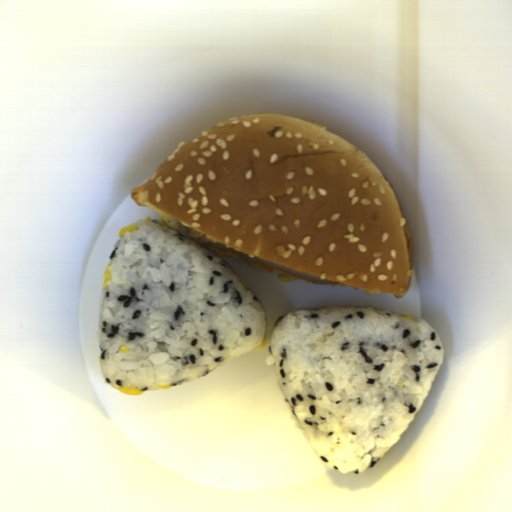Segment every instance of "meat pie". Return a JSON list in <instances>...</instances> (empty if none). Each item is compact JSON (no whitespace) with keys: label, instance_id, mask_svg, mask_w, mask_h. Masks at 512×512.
<instances>
[{"label":"meat pie","instance_id":"meat-pie-1","mask_svg":"<svg viewBox=\"0 0 512 512\" xmlns=\"http://www.w3.org/2000/svg\"><path fill=\"white\" fill-rule=\"evenodd\" d=\"M193 240V239H191ZM195 241V240H193ZM199 243L200 245L210 249L211 251L215 252L222 258H238L241 260H244L254 268H256L259 271H268L272 273H276L279 275L286 276L288 278H291L293 280H300L307 283H311L318 286H332L337 287L341 282L321 278L318 276H314L305 272H302L300 270L276 263L274 261L255 256L249 253H245L239 250L232 249L228 246H226L223 243H206L201 241H195Z\"/></svg>","mask_w":512,"mask_h":512},{"label":"meat pie","instance_id":"meat-pie-2","mask_svg":"<svg viewBox=\"0 0 512 512\" xmlns=\"http://www.w3.org/2000/svg\"><path fill=\"white\" fill-rule=\"evenodd\" d=\"M397 202H398V206H399V210H400V214H401V219H402V223H403V227H404V234H405V242H406V250H407V258H408V269H409V280H408V284H410L411 282V278H412V270H413V256H414V245H413V237H412V231L410 229V226H409V223L407 221V218H406V215L404 213V210H403V207L401 205V202L394 190V188H392L390 186Z\"/></svg>","mask_w":512,"mask_h":512}]
</instances>
